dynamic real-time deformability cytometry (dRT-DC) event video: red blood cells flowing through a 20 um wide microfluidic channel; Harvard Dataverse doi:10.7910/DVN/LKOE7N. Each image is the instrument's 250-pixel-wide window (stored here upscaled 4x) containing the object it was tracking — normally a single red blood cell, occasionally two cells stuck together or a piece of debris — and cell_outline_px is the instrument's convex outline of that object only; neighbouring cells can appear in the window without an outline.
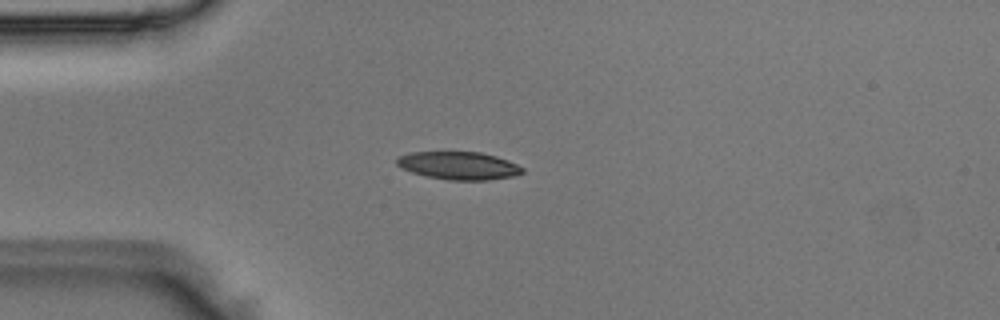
{"species": "Egyptian fruit bat (a non-hibernating species)", "species_latin": "Rousettus aegyptiacus", "temperature_condition": "room temperature", "stored_images_in_passage": 3, "camera_frame_rate_fps": 3000, "um_per_image_px": 0.085, "animal": {"sex": "male"}, "frame": {"image": 1, "passage_image": 3, "time_ms": 0.667, "image_size_px": [1000, 320], "cell_outline_px": [[524, 172], [512, 176], [488, 180], [448, 180], [428, 176], [412, 172], [400, 168], [396, 164], [396, 156], [408, 152], [480, 152], [496, 156], [508, 160], [524, 168]], "centroid_in_image_um": [38.95, 14.07], "position_along_channel_um": 46.0, "area_um2": 20.46}}